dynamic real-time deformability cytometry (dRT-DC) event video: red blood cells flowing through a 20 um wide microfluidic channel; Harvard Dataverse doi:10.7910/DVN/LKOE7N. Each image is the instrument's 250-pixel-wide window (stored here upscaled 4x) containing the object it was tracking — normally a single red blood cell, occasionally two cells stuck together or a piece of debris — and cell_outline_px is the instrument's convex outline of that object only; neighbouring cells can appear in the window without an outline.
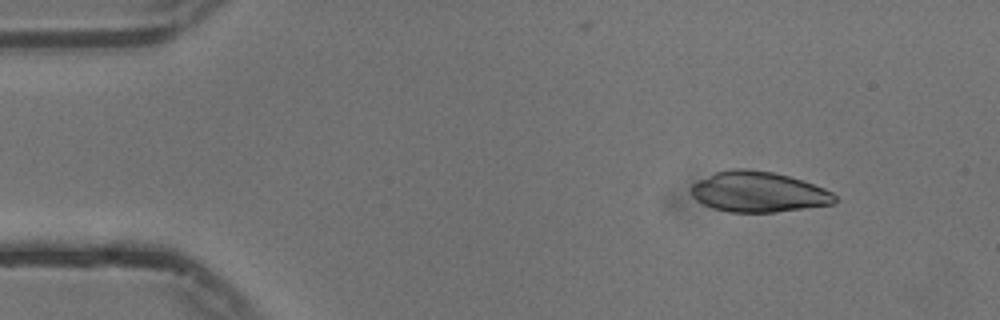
{"species": "common noctule bat (a hibernating species)", "species_latin": "Nyctalus noctula", "temperature_condition": "cold", "stored_images_in_passage": 53, "camera_frame_rate_fps": 3000, "um_per_image_px": 0.085, "animal": {"sex": "male", "body_mass_g": 13.3}, "frame": {"image": 1, "passage_image": 6, "time_ms": 1.667, "image_size_px": [1000, 320], "cell_outline_px": [[836, 200], [832, 204], [776, 212], [728, 212], [712, 208], [696, 200], [692, 196], [692, 184], [716, 172], [732, 168], [748, 168], [772, 172], [788, 176], [824, 188], [832, 192], [836, 196]], "centroid_in_image_um": [64.45, 16.31], "position_along_channel_um": 20.6, "area_um2": 33.64}}